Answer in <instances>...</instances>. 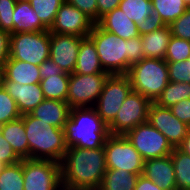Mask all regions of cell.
<instances>
[{
	"label": "cell",
	"mask_w": 190,
	"mask_h": 190,
	"mask_svg": "<svg viewBox=\"0 0 190 190\" xmlns=\"http://www.w3.org/2000/svg\"><path fill=\"white\" fill-rule=\"evenodd\" d=\"M133 91L155 102L169 82L168 66L164 59L143 58L131 65L127 73Z\"/></svg>",
	"instance_id": "obj_4"
},
{
	"label": "cell",
	"mask_w": 190,
	"mask_h": 190,
	"mask_svg": "<svg viewBox=\"0 0 190 190\" xmlns=\"http://www.w3.org/2000/svg\"><path fill=\"white\" fill-rule=\"evenodd\" d=\"M94 22L78 8L64 2L58 10L49 32L88 37Z\"/></svg>",
	"instance_id": "obj_13"
},
{
	"label": "cell",
	"mask_w": 190,
	"mask_h": 190,
	"mask_svg": "<svg viewBox=\"0 0 190 190\" xmlns=\"http://www.w3.org/2000/svg\"><path fill=\"white\" fill-rule=\"evenodd\" d=\"M165 25L166 24L163 22L160 15L153 10L152 14L147 16L145 20L137 26V28L139 35H142L160 29Z\"/></svg>",
	"instance_id": "obj_38"
},
{
	"label": "cell",
	"mask_w": 190,
	"mask_h": 190,
	"mask_svg": "<svg viewBox=\"0 0 190 190\" xmlns=\"http://www.w3.org/2000/svg\"><path fill=\"white\" fill-rule=\"evenodd\" d=\"M49 30L32 9L28 0H17L13 13V34Z\"/></svg>",
	"instance_id": "obj_20"
},
{
	"label": "cell",
	"mask_w": 190,
	"mask_h": 190,
	"mask_svg": "<svg viewBox=\"0 0 190 190\" xmlns=\"http://www.w3.org/2000/svg\"><path fill=\"white\" fill-rule=\"evenodd\" d=\"M10 36V33L0 29V65L2 67L9 58Z\"/></svg>",
	"instance_id": "obj_44"
},
{
	"label": "cell",
	"mask_w": 190,
	"mask_h": 190,
	"mask_svg": "<svg viewBox=\"0 0 190 190\" xmlns=\"http://www.w3.org/2000/svg\"><path fill=\"white\" fill-rule=\"evenodd\" d=\"M170 156L175 171L176 188L190 189V155L176 147Z\"/></svg>",
	"instance_id": "obj_28"
},
{
	"label": "cell",
	"mask_w": 190,
	"mask_h": 190,
	"mask_svg": "<svg viewBox=\"0 0 190 190\" xmlns=\"http://www.w3.org/2000/svg\"><path fill=\"white\" fill-rule=\"evenodd\" d=\"M137 26L153 11L151 0H121L118 6Z\"/></svg>",
	"instance_id": "obj_30"
},
{
	"label": "cell",
	"mask_w": 190,
	"mask_h": 190,
	"mask_svg": "<svg viewBox=\"0 0 190 190\" xmlns=\"http://www.w3.org/2000/svg\"><path fill=\"white\" fill-rule=\"evenodd\" d=\"M84 37L50 32V59L66 73H73Z\"/></svg>",
	"instance_id": "obj_15"
},
{
	"label": "cell",
	"mask_w": 190,
	"mask_h": 190,
	"mask_svg": "<svg viewBox=\"0 0 190 190\" xmlns=\"http://www.w3.org/2000/svg\"><path fill=\"white\" fill-rule=\"evenodd\" d=\"M29 143V159L53 160L61 162L68 146L65 142V132L62 128L31 116L21 115Z\"/></svg>",
	"instance_id": "obj_3"
},
{
	"label": "cell",
	"mask_w": 190,
	"mask_h": 190,
	"mask_svg": "<svg viewBox=\"0 0 190 190\" xmlns=\"http://www.w3.org/2000/svg\"><path fill=\"white\" fill-rule=\"evenodd\" d=\"M169 25L172 36L190 41V8Z\"/></svg>",
	"instance_id": "obj_37"
},
{
	"label": "cell",
	"mask_w": 190,
	"mask_h": 190,
	"mask_svg": "<svg viewBox=\"0 0 190 190\" xmlns=\"http://www.w3.org/2000/svg\"><path fill=\"white\" fill-rule=\"evenodd\" d=\"M169 82L190 83V57L185 61L167 62Z\"/></svg>",
	"instance_id": "obj_35"
},
{
	"label": "cell",
	"mask_w": 190,
	"mask_h": 190,
	"mask_svg": "<svg viewBox=\"0 0 190 190\" xmlns=\"http://www.w3.org/2000/svg\"><path fill=\"white\" fill-rule=\"evenodd\" d=\"M144 58L141 36L128 39V72L132 64Z\"/></svg>",
	"instance_id": "obj_39"
},
{
	"label": "cell",
	"mask_w": 190,
	"mask_h": 190,
	"mask_svg": "<svg viewBox=\"0 0 190 190\" xmlns=\"http://www.w3.org/2000/svg\"><path fill=\"white\" fill-rule=\"evenodd\" d=\"M124 136L144 161L168 156L174 150L168 139L148 121L137 125Z\"/></svg>",
	"instance_id": "obj_8"
},
{
	"label": "cell",
	"mask_w": 190,
	"mask_h": 190,
	"mask_svg": "<svg viewBox=\"0 0 190 190\" xmlns=\"http://www.w3.org/2000/svg\"><path fill=\"white\" fill-rule=\"evenodd\" d=\"M73 73L85 75L107 73L103 70L94 42L89 37L81 40Z\"/></svg>",
	"instance_id": "obj_23"
},
{
	"label": "cell",
	"mask_w": 190,
	"mask_h": 190,
	"mask_svg": "<svg viewBox=\"0 0 190 190\" xmlns=\"http://www.w3.org/2000/svg\"><path fill=\"white\" fill-rule=\"evenodd\" d=\"M17 0H0V29L13 34V13Z\"/></svg>",
	"instance_id": "obj_36"
},
{
	"label": "cell",
	"mask_w": 190,
	"mask_h": 190,
	"mask_svg": "<svg viewBox=\"0 0 190 190\" xmlns=\"http://www.w3.org/2000/svg\"><path fill=\"white\" fill-rule=\"evenodd\" d=\"M152 102L136 91H131L108 126L112 135H125L137 125L148 121V109Z\"/></svg>",
	"instance_id": "obj_12"
},
{
	"label": "cell",
	"mask_w": 190,
	"mask_h": 190,
	"mask_svg": "<svg viewBox=\"0 0 190 190\" xmlns=\"http://www.w3.org/2000/svg\"><path fill=\"white\" fill-rule=\"evenodd\" d=\"M153 10L156 11L166 25L179 18L186 10L184 0H151Z\"/></svg>",
	"instance_id": "obj_29"
},
{
	"label": "cell",
	"mask_w": 190,
	"mask_h": 190,
	"mask_svg": "<svg viewBox=\"0 0 190 190\" xmlns=\"http://www.w3.org/2000/svg\"><path fill=\"white\" fill-rule=\"evenodd\" d=\"M7 165L0 160V172L6 167Z\"/></svg>",
	"instance_id": "obj_49"
},
{
	"label": "cell",
	"mask_w": 190,
	"mask_h": 190,
	"mask_svg": "<svg viewBox=\"0 0 190 190\" xmlns=\"http://www.w3.org/2000/svg\"><path fill=\"white\" fill-rule=\"evenodd\" d=\"M24 190H59L61 166L53 160L23 159Z\"/></svg>",
	"instance_id": "obj_11"
},
{
	"label": "cell",
	"mask_w": 190,
	"mask_h": 190,
	"mask_svg": "<svg viewBox=\"0 0 190 190\" xmlns=\"http://www.w3.org/2000/svg\"><path fill=\"white\" fill-rule=\"evenodd\" d=\"M21 117L16 101L0 85V125Z\"/></svg>",
	"instance_id": "obj_34"
},
{
	"label": "cell",
	"mask_w": 190,
	"mask_h": 190,
	"mask_svg": "<svg viewBox=\"0 0 190 190\" xmlns=\"http://www.w3.org/2000/svg\"><path fill=\"white\" fill-rule=\"evenodd\" d=\"M96 47L103 70L110 75L128 73V39L102 29L94 23L88 36Z\"/></svg>",
	"instance_id": "obj_5"
},
{
	"label": "cell",
	"mask_w": 190,
	"mask_h": 190,
	"mask_svg": "<svg viewBox=\"0 0 190 190\" xmlns=\"http://www.w3.org/2000/svg\"><path fill=\"white\" fill-rule=\"evenodd\" d=\"M169 109L175 117L190 127V99H183Z\"/></svg>",
	"instance_id": "obj_42"
},
{
	"label": "cell",
	"mask_w": 190,
	"mask_h": 190,
	"mask_svg": "<svg viewBox=\"0 0 190 190\" xmlns=\"http://www.w3.org/2000/svg\"><path fill=\"white\" fill-rule=\"evenodd\" d=\"M190 57V41L172 36L164 60L166 62L185 61Z\"/></svg>",
	"instance_id": "obj_33"
},
{
	"label": "cell",
	"mask_w": 190,
	"mask_h": 190,
	"mask_svg": "<svg viewBox=\"0 0 190 190\" xmlns=\"http://www.w3.org/2000/svg\"><path fill=\"white\" fill-rule=\"evenodd\" d=\"M134 190H163L157 184H155L152 180L148 179L146 176L140 174Z\"/></svg>",
	"instance_id": "obj_46"
},
{
	"label": "cell",
	"mask_w": 190,
	"mask_h": 190,
	"mask_svg": "<svg viewBox=\"0 0 190 190\" xmlns=\"http://www.w3.org/2000/svg\"><path fill=\"white\" fill-rule=\"evenodd\" d=\"M64 132L68 147L87 149L103 147L110 135L108 125L93 107L71 108Z\"/></svg>",
	"instance_id": "obj_2"
},
{
	"label": "cell",
	"mask_w": 190,
	"mask_h": 190,
	"mask_svg": "<svg viewBox=\"0 0 190 190\" xmlns=\"http://www.w3.org/2000/svg\"><path fill=\"white\" fill-rule=\"evenodd\" d=\"M9 58L41 65L50 58L49 30L11 34Z\"/></svg>",
	"instance_id": "obj_6"
},
{
	"label": "cell",
	"mask_w": 190,
	"mask_h": 190,
	"mask_svg": "<svg viewBox=\"0 0 190 190\" xmlns=\"http://www.w3.org/2000/svg\"><path fill=\"white\" fill-rule=\"evenodd\" d=\"M132 90L127 74L108 76L99 99L93 107L108 126L114 121L122 103Z\"/></svg>",
	"instance_id": "obj_7"
},
{
	"label": "cell",
	"mask_w": 190,
	"mask_h": 190,
	"mask_svg": "<svg viewBox=\"0 0 190 190\" xmlns=\"http://www.w3.org/2000/svg\"><path fill=\"white\" fill-rule=\"evenodd\" d=\"M97 1V22L106 13L117 8L121 0H96Z\"/></svg>",
	"instance_id": "obj_45"
},
{
	"label": "cell",
	"mask_w": 190,
	"mask_h": 190,
	"mask_svg": "<svg viewBox=\"0 0 190 190\" xmlns=\"http://www.w3.org/2000/svg\"><path fill=\"white\" fill-rule=\"evenodd\" d=\"M2 76H3V67L0 65V85L2 82Z\"/></svg>",
	"instance_id": "obj_50"
},
{
	"label": "cell",
	"mask_w": 190,
	"mask_h": 190,
	"mask_svg": "<svg viewBox=\"0 0 190 190\" xmlns=\"http://www.w3.org/2000/svg\"><path fill=\"white\" fill-rule=\"evenodd\" d=\"M0 160L6 165L20 162L22 159L16 154L12 146L4 139L0 131Z\"/></svg>",
	"instance_id": "obj_40"
},
{
	"label": "cell",
	"mask_w": 190,
	"mask_h": 190,
	"mask_svg": "<svg viewBox=\"0 0 190 190\" xmlns=\"http://www.w3.org/2000/svg\"><path fill=\"white\" fill-rule=\"evenodd\" d=\"M183 99H190V83L168 82L154 103L160 107L170 108Z\"/></svg>",
	"instance_id": "obj_27"
},
{
	"label": "cell",
	"mask_w": 190,
	"mask_h": 190,
	"mask_svg": "<svg viewBox=\"0 0 190 190\" xmlns=\"http://www.w3.org/2000/svg\"><path fill=\"white\" fill-rule=\"evenodd\" d=\"M70 74L52 75L41 79L40 86L45 99L66 101Z\"/></svg>",
	"instance_id": "obj_26"
},
{
	"label": "cell",
	"mask_w": 190,
	"mask_h": 190,
	"mask_svg": "<svg viewBox=\"0 0 190 190\" xmlns=\"http://www.w3.org/2000/svg\"><path fill=\"white\" fill-rule=\"evenodd\" d=\"M72 4L86 16H88L94 23H97V1L96 0H65Z\"/></svg>",
	"instance_id": "obj_41"
},
{
	"label": "cell",
	"mask_w": 190,
	"mask_h": 190,
	"mask_svg": "<svg viewBox=\"0 0 190 190\" xmlns=\"http://www.w3.org/2000/svg\"><path fill=\"white\" fill-rule=\"evenodd\" d=\"M3 75L13 82L22 84L40 83L39 66L29 62L8 58L3 67Z\"/></svg>",
	"instance_id": "obj_22"
},
{
	"label": "cell",
	"mask_w": 190,
	"mask_h": 190,
	"mask_svg": "<svg viewBox=\"0 0 190 190\" xmlns=\"http://www.w3.org/2000/svg\"><path fill=\"white\" fill-rule=\"evenodd\" d=\"M138 177L126 170L107 169L97 190H134Z\"/></svg>",
	"instance_id": "obj_25"
},
{
	"label": "cell",
	"mask_w": 190,
	"mask_h": 190,
	"mask_svg": "<svg viewBox=\"0 0 190 190\" xmlns=\"http://www.w3.org/2000/svg\"><path fill=\"white\" fill-rule=\"evenodd\" d=\"M59 190H80V189H73V188H69V187H67V186H61V187L59 188Z\"/></svg>",
	"instance_id": "obj_48"
},
{
	"label": "cell",
	"mask_w": 190,
	"mask_h": 190,
	"mask_svg": "<svg viewBox=\"0 0 190 190\" xmlns=\"http://www.w3.org/2000/svg\"><path fill=\"white\" fill-rule=\"evenodd\" d=\"M178 148H179L182 152H184V153L190 155V127H189V129H188L187 135H186L185 138L183 139L182 143L178 146Z\"/></svg>",
	"instance_id": "obj_47"
},
{
	"label": "cell",
	"mask_w": 190,
	"mask_h": 190,
	"mask_svg": "<svg viewBox=\"0 0 190 190\" xmlns=\"http://www.w3.org/2000/svg\"><path fill=\"white\" fill-rule=\"evenodd\" d=\"M40 21L50 29L56 14L65 0H28Z\"/></svg>",
	"instance_id": "obj_32"
},
{
	"label": "cell",
	"mask_w": 190,
	"mask_h": 190,
	"mask_svg": "<svg viewBox=\"0 0 190 190\" xmlns=\"http://www.w3.org/2000/svg\"><path fill=\"white\" fill-rule=\"evenodd\" d=\"M109 75V73L91 75L71 73L66 99L69 107H94Z\"/></svg>",
	"instance_id": "obj_10"
},
{
	"label": "cell",
	"mask_w": 190,
	"mask_h": 190,
	"mask_svg": "<svg viewBox=\"0 0 190 190\" xmlns=\"http://www.w3.org/2000/svg\"><path fill=\"white\" fill-rule=\"evenodd\" d=\"M39 74L41 79H46L52 75H61V74H69L63 71L61 67H59L55 62H53L50 58L45 60L41 65H39Z\"/></svg>",
	"instance_id": "obj_43"
},
{
	"label": "cell",
	"mask_w": 190,
	"mask_h": 190,
	"mask_svg": "<svg viewBox=\"0 0 190 190\" xmlns=\"http://www.w3.org/2000/svg\"><path fill=\"white\" fill-rule=\"evenodd\" d=\"M97 24L104 30L125 40L139 36L137 24L119 8L106 13Z\"/></svg>",
	"instance_id": "obj_19"
},
{
	"label": "cell",
	"mask_w": 190,
	"mask_h": 190,
	"mask_svg": "<svg viewBox=\"0 0 190 190\" xmlns=\"http://www.w3.org/2000/svg\"><path fill=\"white\" fill-rule=\"evenodd\" d=\"M1 85L16 101L17 108L21 115L29 114L45 100L40 83L21 85L20 83L8 80L3 75Z\"/></svg>",
	"instance_id": "obj_16"
},
{
	"label": "cell",
	"mask_w": 190,
	"mask_h": 190,
	"mask_svg": "<svg viewBox=\"0 0 190 190\" xmlns=\"http://www.w3.org/2000/svg\"><path fill=\"white\" fill-rule=\"evenodd\" d=\"M140 36L144 58H165L167 47L172 37L170 25H165L160 29Z\"/></svg>",
	"instance_id": "obj_21"
},
{
	"label": "cell",
	"mask_w": 190,
	"mask_h": 190,
	"mask_svg": "<svg viewBox=\"0 0 190 190\" xmlns=\"http://www.w3.org/2000/svg\"><path fill=\"white\" fill-rule=\"evenodd\" d=\"M184 1L186 3L187 7L190 8V0H184Z\"/></svg>",
	"instance_id": "obj_51"
},
{
	"label": "cell",
	"mask_w": 190,
	"mask_h": 190,
	"mask_svg": "<svg viewBox=\"0 0 190 190\" xmlns=\"http://www.w3.org/2000/svg\"><path fill=\"white\" fill-rule=\"evenodd\" d=\"M71 108L67 101L45 99L29 114L52 127L64 129L70 116Z\"/></svg>",
	"instance_id": "obj_18"
},
{
	"label": "cell",
	"mask_w": 190,
	"mask_h": 190,
	"mask_svg": "<svg viewBox=\"0 0 190 190\" xmlns=\"http://www.w3.org/2000/svg\"><path fill=\"white\" fill-rule=\"evenodd\" d=\"M148 122L160 131L176 148L187 135L189 126L175 117L169 108L158 106L152 102L148 109Z\"/></svg>",
	"instance_id": "obj_14"
},
{
	"label": "cell",
	"mask_w": 190,
	"mask_h": 190,
	"mask_svg": "<svg viewBox=\"0 0 190 190\" xmlns=\"http://www.w3.org/2000/svg\"><path fill=\"white\" fill-rule=\"evenodd\" d=\"M23 159L0 172V190H24Z\"/></svg>",
	"instance_id": "obj_31"
},
{
	"label": "cell",
	"mask_w": 190,
	"mask_h": 190,
	"mask_svg": "<svg viewBox=\"0 0 190 190\" xmlns=\"http://www.w3.org/2000/svg\"><path fill=\"white\" fill-rule=\"evenodd\" d=\"M103 147L107 169H122L137 175L142 174L144 160L124 135L110 134Z\"/></svg>",
	"instance_id": "obj_9"
},
{
	"label": "cell",
	"mask_w": 190,
	"mask_h": 190,
	"mask_svg": "<svg viewBox=\"0 0 190 190\" xmlns=\"http://www.w3.org/2000/svg\"><path fill=\"white\" fill-rule=\"evenodd\" d=\"M142 175L152 180L163 190H177L175 171L170 155L144 161Z\"/></svg>",
	"instance_id": "obj_17"
},
{
	"label": "cell",
	"mask_w": 190,
	"mask_h": 190,
	"mask_svg": "<svg viewBox=\"0 0 190 190\" xmlns=\"http://www.w3.org/2000/svg\"><path fill=\"white\" fill-rule=\"evenodd\" d=\"M0 131L21 159H29V143L21 117L1 125Z\"/></svg>",
	"instance_id": "obj_24"
},
{
	"label": "cell",
	"mask_w": 190,
	"mask_h": 190,
	"mask_svg": "<svg viewBox=\"0 0 190 190\" xmlns=\"http://www.w3.org/2000/svg\"><path fill=\"white\" fill-rule=\"evenodd\" d=\"M61 185L80 190H97L106 173L104 147H68L60 162Z\"/></svg>",
	"instance_id": "obj_1"
}]
</instances>
